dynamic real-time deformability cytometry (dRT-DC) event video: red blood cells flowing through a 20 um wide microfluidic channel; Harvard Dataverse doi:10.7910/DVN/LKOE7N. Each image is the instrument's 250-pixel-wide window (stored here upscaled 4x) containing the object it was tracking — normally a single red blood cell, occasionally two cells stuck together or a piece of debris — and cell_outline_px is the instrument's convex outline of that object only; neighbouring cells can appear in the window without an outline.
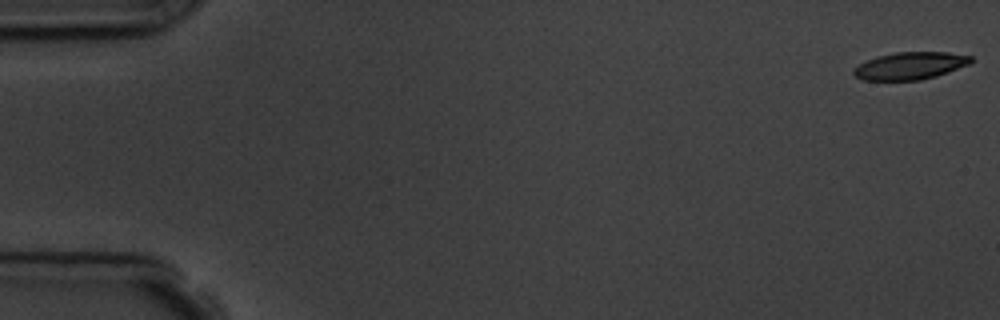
{"species": "common noctule bat (a hibernating species)", "species_latin": "Nyctalus noctula", "temperature_condition": "room temperature", "stored_images_in_passage": 7, "camera_frame_rate_fps": 3000, "um_per_image_px": 0.085, "animal": {"sex": "male", "body_mass_g": 19.5, "forearm_length_mm": 54.6}, "frame": {"image": 1, "passage_image": 1, "time_ms": 0.0, "image_size_px": [1000, 320], "cell_outline_px": [[972, 64], [936, 76], [920, 80], [864, 80], [856, 76], [852, 72], [860, 64], [876, 56], [896, 52], [948, 52], [972, 56]], "centroid_in_image_um": [77.42, 5.58], "position_along_channel_um": 7.6, "area_um2": 18.67}}
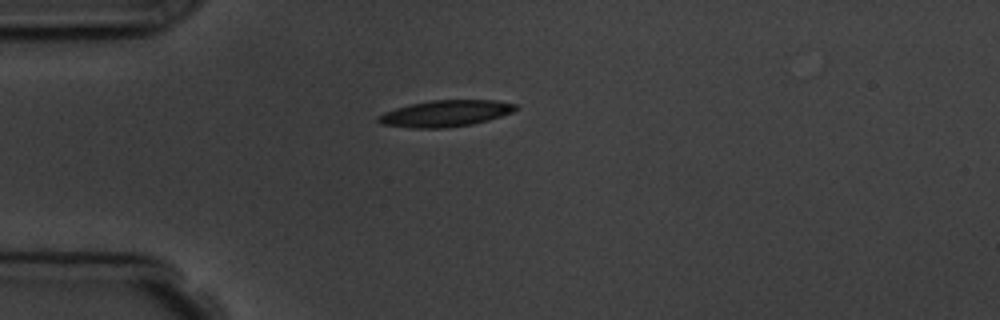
{"frame": {"image": 2, "passage_image": 5, "time_ms": 4.667, "image_size_px": [1000, 320], "cell_outline_px": [[520, 108], [512, 112], [488, 120], [472, 124], [444, 128], [412, 128], [380, 124], [376, 120], [376, 116], [384, 112], [396, 108], [412, 104], [432, 100], [496, 100], [516, 104]], "centroid_in_image_um": [37.85, 9.64], "position_along_channel_um": 47.1, "area_um2": 21.15}}